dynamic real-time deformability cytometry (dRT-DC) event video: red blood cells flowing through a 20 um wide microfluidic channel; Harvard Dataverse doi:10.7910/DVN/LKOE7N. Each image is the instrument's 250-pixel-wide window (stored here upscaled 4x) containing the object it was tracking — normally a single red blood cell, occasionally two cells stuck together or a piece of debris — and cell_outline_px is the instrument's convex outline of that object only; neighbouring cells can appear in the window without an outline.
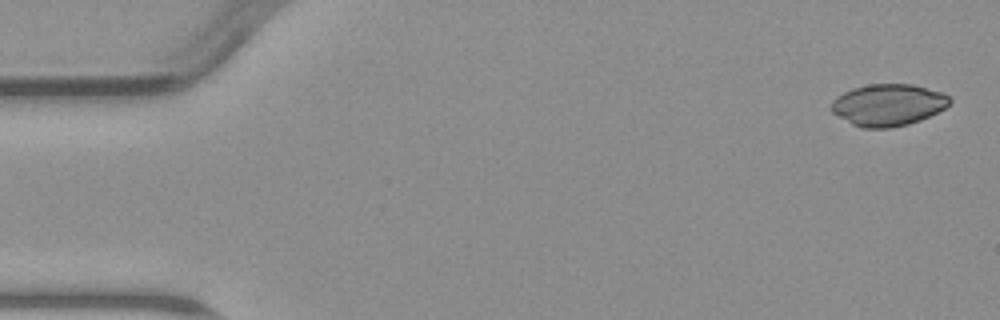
{"species": "common noctule bat (a hibernating species)", "species_latin": "Nyctalus noctula", "temperature_condition": "warm", "stored_images_in_passage": 4, "camera_frame_rate_fps": 3000, "um_per_image_px": 0.085, "animal": {"sex": "male", "body_mass_g": 23.1, "forearm_length_mm": 52.7}, "frame": {"image": 1, "passage_image": 1, "time_ms": 0.0, "image_size_px": [1000, 320], "cell_outline_px": [[952, 100], [944, 108], [920, 120], [908, 124], [892, 128], [864, 128], [852, 124], [832, 112], [828, 108], [832, 100], [836, 96], [852, 88], [868, 84], [912, 84], [944, 92]], "centroid_in_image_um": [75.46, 8.91], "position_along_channel_um": 9.5, "area_um2": 28.96}}